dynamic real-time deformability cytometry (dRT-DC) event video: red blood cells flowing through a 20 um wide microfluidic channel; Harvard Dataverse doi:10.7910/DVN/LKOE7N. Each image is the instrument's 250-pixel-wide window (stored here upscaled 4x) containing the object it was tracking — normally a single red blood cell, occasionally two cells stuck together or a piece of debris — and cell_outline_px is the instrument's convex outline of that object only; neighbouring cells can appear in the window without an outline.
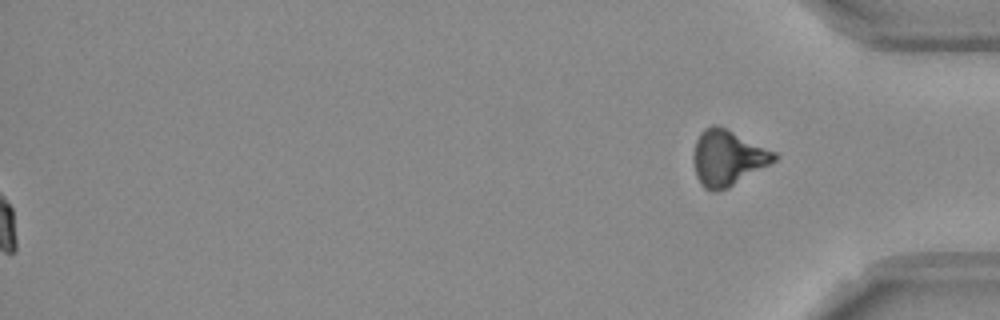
{"species": "Egyptian fruit bat (a non-hibernating species)", "species_latin": "Rousettus aegyptiacus", "temperature_condition": "room temperature", "stored_images_in_passage": 53, "segment_of_instrument_passage": [2, 2], "camera_frame_rate_fps": 3000, "um_per_image_px": 0.085, "frame": {"image": 1, "passage_image": 53, "time_ms": 17.333, "image_size_px": [1000, 320], "cell_outline_px": [[780, 156], [776, 160], [728, 188], [716, 192], [712, 192], [704, 188], [700, 184], [696, 176], [692, 156], [696, 140], [700, 132], [704, 128], [712, 124], [724, 128], [776, 152]], "centroid_in_image_um": [61.81, 13.44], "position_along_channel_um": 373.4, "area_um2": 26.07}}